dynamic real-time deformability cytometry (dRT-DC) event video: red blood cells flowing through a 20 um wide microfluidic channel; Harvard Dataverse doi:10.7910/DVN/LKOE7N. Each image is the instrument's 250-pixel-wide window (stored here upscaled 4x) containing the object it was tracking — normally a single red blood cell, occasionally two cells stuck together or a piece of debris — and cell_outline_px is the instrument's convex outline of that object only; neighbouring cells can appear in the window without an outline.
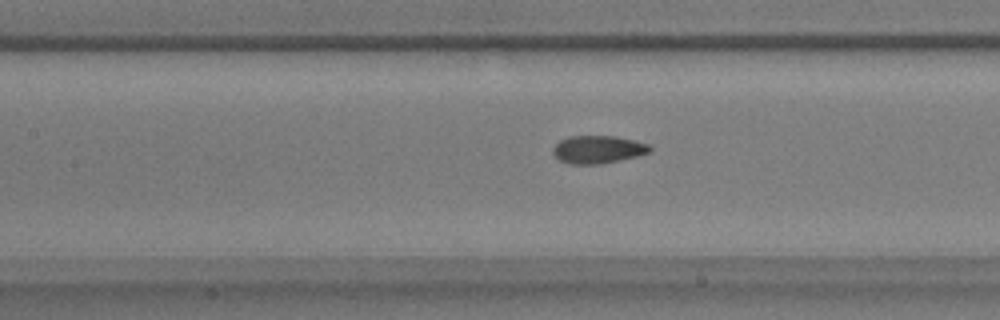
{"species": "common noctule bat (a hibernating species)", "species_latin": "Nyctalus noctula", "temperature_condition": "warm", "stored_images_in_passage": 58, "camera_frame_rate_fps": 3000, "um_per_image_px": 0.085, "animal": {"sex": "male", "body_mass_g": 17.9}, "frame": {"image": 1, "passage_image": 26, "time_ms": 8.333, "image_size_px": [1000, 320], "cell_outline_px": [[652, 152], [636, 156], [600, 164], [568, 164], [560, 160], [552, 152], [552, 148], [560, 140], [568, 136], [616, 136], [648, 144], [652, 148]], "centroid_in_image_um": [50.81, 12.7], "position_along_channel_um": 156.6, "area_um2": 15.66}}
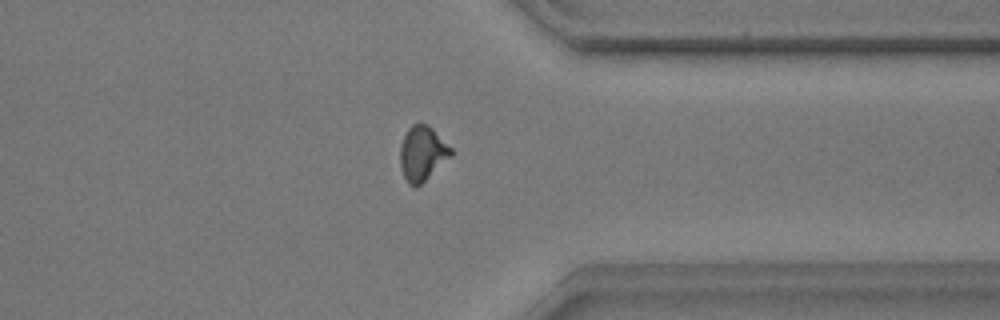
{"frame": {"image": 2, "passage_image": 45, "time_ms": 14.667, "image_size_px": [1000, 320], "cell_outline_px": [[452, 156], [416, 188], [408, 184], [400, 168], [400, 148], [404, 136], [408, 128], [412, 124], [420, 120], [428, 124], [452, 148]], "centroid_in_image_um": [35.89, 13.01], "position_along_channel_um": 375.5, "area_um2": 16.42}}
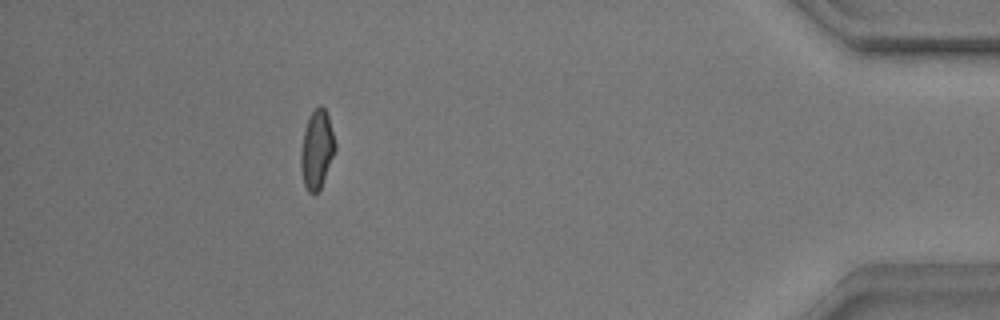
{"frame": {"image": 3, "passage_image": 52, "time_ms": 17.0, "image_size_px": [1000, 320], "cell_outline_px": [[336, 148], [320, 188], [312, 196], [308, 192], [304, 184], [300, 168], [300, 152], [304, 132], [308, 120], [312, 112], [320, 104], [324, 108], [328, 116], [336, 144]], "centroid_in_image_um": [26.92, 12.73], "position_along_channel_um": 408.3, "area_um2": 15.49}, "authors_computed_cell_mechanics": {"area_um2": 15.5482, "velocity_mm_per_s": 3.5437, "shape_relaxation_time_tau1_ms": 7.0754, "shape_relaxation_time_tau2_ms": 1.367, "deformation_change_tau1": 0.1915, "deformation_change_tau2": 0.074}}